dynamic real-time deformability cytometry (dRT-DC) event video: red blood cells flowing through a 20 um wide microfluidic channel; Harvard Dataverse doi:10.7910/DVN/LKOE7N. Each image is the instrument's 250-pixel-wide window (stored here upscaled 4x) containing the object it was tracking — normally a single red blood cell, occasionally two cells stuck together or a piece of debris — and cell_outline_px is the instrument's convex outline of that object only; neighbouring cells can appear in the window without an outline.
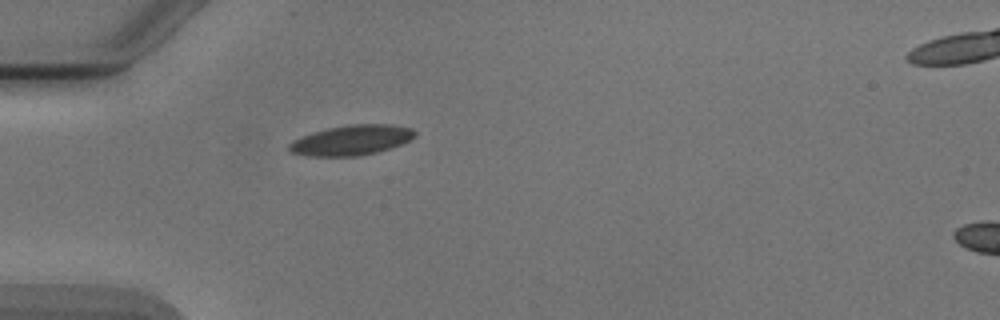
{"species": "Egyptian fruit bat (a non-hibernating species)", "species_latin": "Rousettus aegyptiacus", "temperature_condition": "cold", "stored_images_in_passage": 1, "camera_frame_rate_fps": 3000, "um_per_image_px": 0.085, "animal": {"sex": "male"}, "frame": {"image": 1, "passage_image": 1, "time_ms": 0.0, "image_size_px": [1000, 320], "cell_outline_px": [[416, 136], [400, 144], [376, 152], [356, 156], [308, 156], [288, 152], [288, 144], [292, 140], [312, 132], [328, 128], [348, 124], [392, 124], [412, 128], [416, 132]], "centroid_in_image_um": [29.83, 11.9], "position_along_channel_um": 55.2, "area_um2": 22.08}}